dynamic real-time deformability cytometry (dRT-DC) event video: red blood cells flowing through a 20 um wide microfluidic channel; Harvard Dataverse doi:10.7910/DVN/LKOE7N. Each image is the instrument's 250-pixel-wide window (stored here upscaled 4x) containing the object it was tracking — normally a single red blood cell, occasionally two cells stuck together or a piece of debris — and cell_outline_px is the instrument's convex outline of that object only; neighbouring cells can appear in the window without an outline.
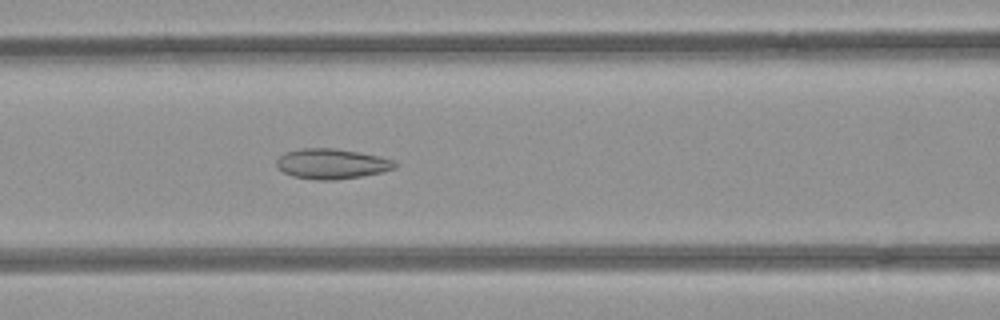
{"species": "common noctule bat (a hibernating species)", "species_latin": "Nyctalus noctula", "temperature_condition": "room temperature", "stored_images_in_passage": 53, "camera_frame_rate_fps": 3000, "um_per_image_px": 0.085, "animal": {"sex": "female", "body_mass_g": 21.9}, "frame": {"image": 1, "passage_image": 22, "time_ms": 7.0, "image_size_px": [1000, 320], "cell_outline_px": [[396, 168], [380, 172], [360, 176], [336, 180], [316, 180], [292, 176], [276, 168], [276, 160], [284, 152], [300, 148], [332, 148], [380, 156], [396, 160]], "centroid_in_image_um": [28.16, 13.92], "position_along_channel_um": 138.4, "area_um2": 20.87}}
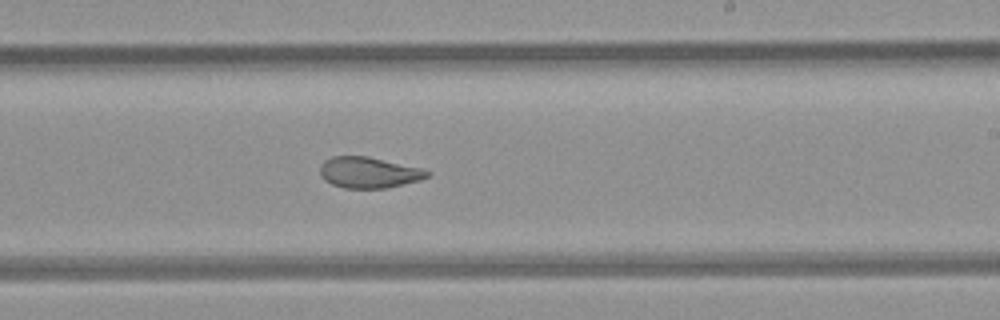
{"frame": {"image": 2, "passage_image": 31, "time_ms": 10.0, "image_size_px": [1000, 320], "cell_outline_px": [[432, 176], [420, 180], [388, 188], [344, 188], [332, 184], [324, 180], [320, 176], [320, 164], [324, 160], [332, 156], [368, 156], [424, 168], [432, 172]], "centroid_in_image_um": [31.39, 14.66], "position_along_channel_um": 257.6, "area_um2": 19.77}}
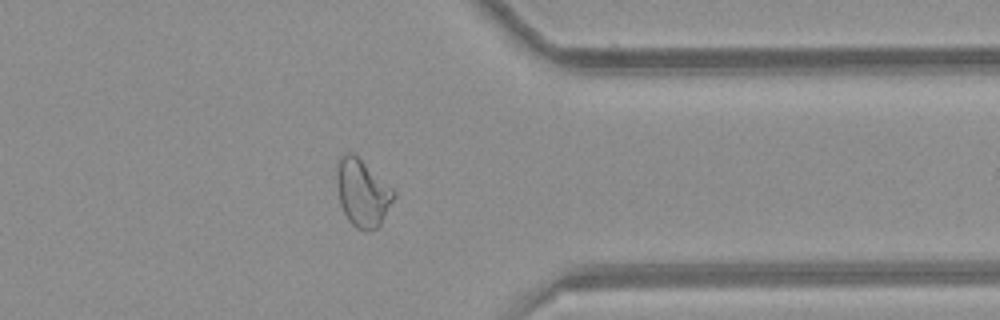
{"frame": {"image": 3, "passage_image": 41, "time_ms": 13.333, "image_size_px": [1000, 320], "cell_outline_px": [[396, 196], [380, 224], [376, 228], [356, 228], [348, 220], [340, 204], [336, 184], [336, 168], [340, 156], [348, 152], [352, 152], [392, 188], [396, 192]], "centroid_in_image_um": [30.78, 16.37], "position_along_channel_um": 380.6, "area_um2": 21.96}, "authors_computed_cell_mechanics": {"area_um2": 24.6806, "velocity_mm_per_s": 3.9869, "shape_relaxation_time_tau1_ms": null, "shape_relaxation_time_tau2_ms": 1.7261, "deformation_change_tau1": null, "deformation_change_tau2": 0.0912}}